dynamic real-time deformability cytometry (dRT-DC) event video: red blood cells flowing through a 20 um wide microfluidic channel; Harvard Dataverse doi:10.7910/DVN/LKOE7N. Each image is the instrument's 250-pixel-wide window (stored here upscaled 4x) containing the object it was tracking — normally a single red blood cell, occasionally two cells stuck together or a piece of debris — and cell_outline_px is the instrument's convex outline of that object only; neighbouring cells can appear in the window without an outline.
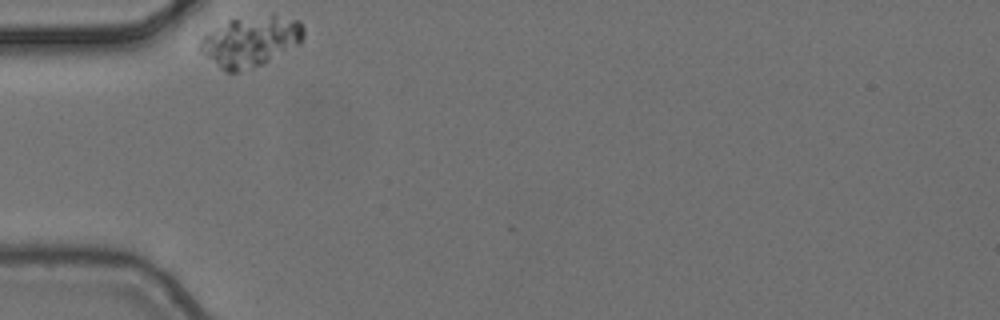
{"species": "common noctule bat (a hibernating species)", "species_latin": "Nyctalus noctula", "temperature_condition": "cold", "stored_images_in_passage": 2, "camera_frame_rate_fps": 3000, "um_per_image_px": 0.085, "animal": {"sex": "female", "body_mass_g": 24.6, "forearm_length_mm": 56.2}, "frame": {"image": 1, "passage_image": 1, "time_ms": 0.0, "image_size_px": [1000, 320], "cell_outline_px": [[304, 36], [300, 44], [264, 64], [252, 68], [236, 72], [224, 72], [196, 48], [200, 40], [204, 36], [228, 20], [272, 12], [300, 20], [304, 28]], "centroid_in_image_um": [21.34, 3.49], "position_along_channel_um": 63.7, "area_um2": 31.15}}
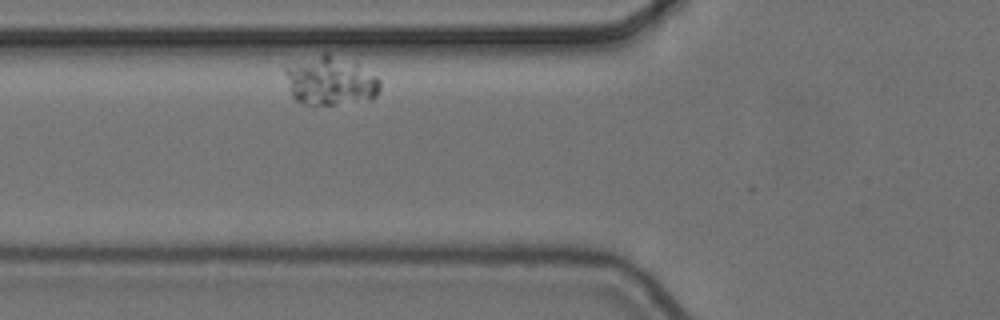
{"frame": {"image": 2, "passage_image": 2, "time_ms": 0.333, "image_size_px": [1000, 320], "cell_outline_px": [[380, 88], [376, 96], [372, 100], [332, 104], [304, 104], [296, 100], [292, 96], [284, 72], [284, 64], [324, 52], [328, 52], [376, 76], [380, 80]], "centroid_in_image_um": [28.01, 6.86], "position_along_channel_um": 97.8, "area_um2": 26.88}}